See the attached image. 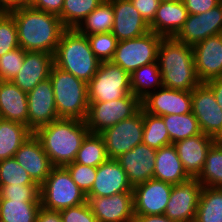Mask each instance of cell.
<instances>
[{
	"label": "cell",
	"instance_id": "cell-9",
	"mask_svg": "<svg viewBox=\"0 0 222 222\" xmlns=\"http://www.w3.org/2000/svg\"><path fill=\"white\" fill-rule=\"evenodd\" d=\"M162 38L149 31L137 38L118 41L111 62L129 74L139 67L157 62L158 47Z\"/></svg>",
	"mask_w": 222,
	"mask_h": 222
},
{
	"label": "cell",
	"instance_id": "cell-5",
	"mask_svg": "<svg viewBox=\"0 0 222 222\" xmlns=\"http://www.w3.org/2000/svg\"><path fill=\"white\" fill-rule=\"evenodd\" d=\"M49 78L59 118L85 121L89 107L87 83L55 65Z\"/></svg>",
	"mask_w": 222,
	"mask_h": 222
},
{
	"label": "cell",
	"instance_id": "cell-16",
	"mask_svg": "<svg viewBox=\"0 0 222 222\" xmlns=\"http://www.w3.org/2000/svg\"><path fill=\"white\" fill-rule=\"evenodd\" d=\"M142 108L156 116L191 113V91H179L162 86L142 100Z\"/></svg>",
	"mask_w": 222,
	"mask_h": 222
},
{
	"label": "cell",
	"instance_id": "cell-30",
	"mask_svg": "<svg viewBox=\"0 0 222 222\" xmlns=\"http://www.w3.org/2000/svg\"><path fill=\"white\" fill-rule=\"evenodd\" d=\"M162 86V77L157 62L139 67L130 74L132 94L141 101Z\"/></svg>",
	"mask_w": 222,
	"mask_h": 222
},
{
	"label": "cell",
	"instance_id": "cell-50",
	"mask_svg": "<svg viewBox=\"0 0 222 222\" xmlns=\"http://www.w3.org/2000/svg\"><path fill=\"white\" fill-rule=\"evenodd\" d=\"M133 222H176L164 214L160 215H134Z\"/></svg>",
	"mask_w": 222,
	"mask_h": 222
},
{
	"label": "cell",
	"instance_id": "cell-6",
	"mask_svg": "<svg viewBox=\"0 0 222 222\" xmlns=\"http://www.w3.org/2000/svg\"><path fill=\"white\" fill-rule=\"evenodd\" d=\"M87 202L86 194L72 180L66 167H53L40 186L41 207L61 211Z\"/></svg>",
	"mask_w": 222,
	"mask_h": 222
},
{
	"label": "cell",
	"instance_id": "cell-52",
	"mask_svg": "<svg viewBox=\"0 0 222 222\" xmlns=\"http://www.w3.org/2000/svg\"><path fill=\"white\" fill-rule=\"evenodd\" d=\"M35 0H23V7L30 6Z\"/></svg>",
	"mask_w": 222,
	"mask_h": 222
},
{
	"label": "cell",
	"instance_id": "cell-37",
	"mask_svg": "<svg viewBox=\"0 0 222 222\" xmlns=\"http://www.w3.org/2000/svg\"><path fill=\"white\" fill-rule=\"evenodd\" d=\"M103 0H64L59 18L67 29H75Z\"/></svg>",
	"mask_w": 222,
	"mask_h": 222
},
{
	"label": "cell",
	"instance_id": "cell-15",
	"mask_svg": "<svg viewBox=\"0 0 222 222\" xmlns=\"http://www.w3.org/2000/svg\"><path fill=\"white\" fill-rule=\"evenodd\" d=\"M28 128L34 133L39 127L59 119L51 79L41 81L27 93Z\"/></svg>",
	"mask_w": 222,
	"mask_h": 222
},
{
	"label": "cell",
	"instance_id": "cell-28",
	"mask_svg": "<svg viewBox=\"0 0 222 222\" xmlns=\"http://www.w3.org/2000/svg\"><path fill=\"white\" fill-rule=\"evenodd\" d=\"M32 133L25 124L0 118V161L14 157Z\"/></svg>",
	"mask_w": 222,
	"mask_h": 222
},
{
	"label": "cell",
	"instance_id": "cell-20",
	"mask_svg": "<svg viewBox=\"0 0 222 222\" xmlns=\"http://www.w3.org/2000/svg\"><path fill=\"white\" fill-rule=\"evenodd\" d=\"M156 152V149L142 143L116 158L132 187L153 178Z\"/></svg>",
	"mask_w": 222,
	"mask_h": 222
},
{
	"label": "cell",
	"instance_id": "cell-18",
	"mask_svg": "<svg viewBox=\"0 0 222 222\" xmlns=\"http://www.w3.org/2000/svg\"><path fill=\"white\" fill-rule=\"evenodd\" d=\"M14 158L39 186L44 183L54 167L34 133L22 143Z\"/></svg>",
	"mask_w": 222,
	"mask_h": 222
},
{
	"label": "cell",
	"instance_id": "cell-32",
	"mask_svg": "<svg viewBox=\"0 0 222 222\" xmlns=\"http://www.w3.org/2000/svg\"><path fill=\"white\" fill-rule=\"evenodd\" d=\"M194 222H222V188L203 186Z\"/></svg>",
	"mask_w": 222,
	"mask_h": 222
},
{
	"label": "cell",
	"instance_id": "cell-2",
	"mask_svg": "<svg viewBox=\"0 0 222 222\" xmlns=\"http://www.w3.org/2000/svg\"><path fill=\"white\" fill-rule=\"evenodd\" d=\"M88 133L85 121L66 118H59L34 132L54 167L74 162Z\"/></svg>",
	"mask_w": 222,
	"mask_h": 222
},
{
	"label": "cell",
	"instance_id": "cell-7",
	"mask_svg": "<svg viewBox=\"0 0 222 222\" xmlns=\"http://www.w3.org/2000/svg\"><path fill=\"white\" fill-rule=\"evenodd\" d=\"M141 108L142 101L132 93L112 101L89 102L85 123L90 133H101L106 128L131 118Z\"/></svg>",
	"mask_w": 222,
	"mask_h": 222
},
{
	"label": "cell",
	"instance_id": "cell-10",
	"mask_svg": "<svg viewBox=\"0 0 222 222\" xmlns=\"http://www.w3.org/2000/svg\"><path fill=\"white\" fill-rule=\"evenodd\" d=\"M143 108L131 118L122 120L99 133L105 143L109 159H116L121 154L131 151L143 142Z\"/></svg>",
	"mask_w": 222,
	"mask_h": 222
},
{
	"label": "cell",
	"instance_id": "cell-29",
	"mask_svg": "<svg viewBox=\"0 0 222 222\" xmlns=\"http://www.w3.org/2000/svg\"><path fill=\"white\" fill-rule=\"evenodd\" d=\"M114 24V10L109 0H103L86 18L75 28L80 34L93 35L109 33Z\"/></svg>",
	"mask_w": 222,
	"mask_h": 222
},
{
	"label": "cell",
	"instance_id": "cell-46",
	"mask_svg": "<svg viewBox=\"0 0 222 222\" xmlns=\"http://www.w3.org/2000/svg\"><path fill=\"white\" fill-rule=\"evenodd\" d=\"M222 0H182L188 14H202L217 6Z\"/></svg>",
	"mask_w": 222,
	"mask_h": 222
},
{
	"label": "cell",
	"instance_id": "cell-22",
	"mask_svg": "<svg viewBox=\"0 0 222 222\" xmlns=\"http://www.w3.org/2000/svg\"><path fill=\"white\" fill-rule=\"evenodd\" d=\"M126 172L116 159H108L97 167L95 181L86 197H108L121 192H133Z\"/></svg>",
	"mask_w": 222,
	"mask_h": 222
},
{
	"label": "cell",
	"instance_id": "cell-25",
	"mask_svg": "<svg viewBox=\"0 0 222 222\" xmlns=\"http://www.w3.org/2000/svg\"><path fill=\"white\" fill-rule=\"evenodd\" d=\"M187 17L188 11L182 0L161 1L149 28L150 31L163 38H174L183 27Z\"/></svg>",
	"mask_w": 222,
	"mask_h": 222
},
{
	"label": "cell",
	"instance_id": "cell-13",
	"mask_svg": "<svg viewBox=\"0 0 222 222\" xmlns=\"http://www.w3.org/2000/svg\"><path fill=\"white\" fill-rule=\"evenodd\" d=\"M222 33V1L202 14H188L183 27L174 37L177 41L193 46L210 36Z\"/></svg>",
	"mask_w": 222,
	"mask_h": 222
},
{
	"label": "cell",
	"instance_id": "cell-35",
	"mask_svg": "<svg viewBox=\"0 0 222 222\" xmlns=\"http://www.w3.org/2000/svg\"><path fill=\"white\" fill-rule=\"evenodd\" d=\"M197 178L204 187L222 188V145L216 141L209 148L203 170Z\"/></svg>",
	"mask_w": 222,
	"mask_h": 222
},
{
	"label": "cell",
	"instance_id": "cell-27",
	"mask_svg": "<svg viewBox=\"0 0 222 222\" xmlns=\"http://www.w3.org/2000/svg\"><path fill=\"white\" fill-rule=\"evenodd\" d=\"M154 164V179L176 185L190 178L179 159L174 144L157 149Z\"/></svg>",
	"mask_w": 222,
	"mask_h": 222
},
{
	"label": "cell",
	"instance_id": "cell-31",
	"mask_svg": "<svg viewBox=\"0 0 222 222\" xmlns=\"http://www.w3.org/2000/svg\"><path fill=\"white\" fill-rule=\"evenodd\" d=\"M40 202L0 198V222H36Z\"/></svg>",
	"mask_w": 222,
	"mask_h": 222
},
{
	"label": "cell",
	"instance_id": "cell-53",
	"mask_svg": "<svg viewBox=\"0 0 222 222\" xmlns=\"http://www.w3.org/2000/svg\"><path fill=\"white\" fill-rule=\"evenodd\" d=\"M218 144L222 145V133L219 135V137L215 140Z\"/></svg>",
	"mask_w": 222,
	"mask_h": 222
},
{
	"label": "cell",
	"instance_id": "cell-51",
	"mask_svg": "<svg viewBox=\"0 0 222 222\" xmlns=\"http://www.w3.org/2000/svg\"><path fill=\"white\" fill-rule=\"evenodd\" d=\"M23 0H0V12H10L22 8Z\"/></svg>",
	"mask_w": 222,
	"mask_h": 222
},
{
	"label": "cell",
	"instance_id": "cell-36",
	"mask_svg": "<svg viewBox=\"0 0 222 222\" xmlns=\"http://www.w3.org/2000/svg\"><path fill=\"white\" fill-rule=\"evenodd\" d=\"M143 123V144L156 150L171 144L162 116L150 114L143 109Z\"/></svg>",
	"mask_w": 222,
	"mask_h": 222
},
{
	"label": "cell",
	"instance_id": "cell-4",
	"mask_svg": "<svg viewBox=\"0 0 222 222\" xmlns=\"http://www.w3.org/2000/svg\"><path fill=\"white\" fill-rule=\"evenodd\" d=\"M100 61L91 50L86 35L66 29L54 53V65L88 83L96 74Z\"/></svg>",
	"mask_w": 222,
	"mask_h": 222
},
{
	"label": "cell",
	"instance_id": "cell-47",
	"mask_svg": "<svg viewBox=\"0 0 222 222\" xmlns=\"http://www.w3.org/2000/svg\"><path fill=\"white\" fill-rule=\"evenodd\" d=\"M64 0H35L30 6L59 16L63 8Z\"/></svg>",
	"mask_w": 222,
	"mask_h": 222
},
{
	"label": "cell",
	"instance_id": "cell-26",
	"mask_svg": "<svg viewBox=\"0 0 222 222\" xmlns=\"http://www.w3.org/2000/svg\"><path fill=\"white\" fill-rule=\"evenodd\" d=\"M0 118L28 127L27 92L22 91L12 81H0Z\"/></svg>",
	"mask_w": 222,
	"mask_h": 222
},
{
	"label": "cell",
	"instance_id": "cell-43",
	"mask_svg": "<svg viewBox=\"0 0 222 222\" xmlns=\"http://www.w3.org/2000/svg\"><path fill=\"white\" fill-rule=\"evenodd\" d=\"M71 174L72 180L87 195L95 181L97 167L72 162L65 166Z\"/></svg>",
	"mask_w": 222,
	"mask_h": 222
},
{
	"label": "cell",
	"instance_id": "cell-34",
	"mask_svg": "<svg viewBox=\"0 0 222 222\" xmlns=\"http://www.w3.org/2000/svg\"><path fill=\"white\" fill-rule=\"evenodd\" d=\"M171 144L201 134L198 120L193 113L162 116Z\"/></svg>",
	"mask_w": 222,
	"mask_h": 222
},
{
	"label": "cell",
	"instance_id": "cell-42",
	"mask_svg": "<svg viewBox=\"0 0 222 222\" xmlns=\"http://www.w3.org/2000/svg\"><path fill=\"white\" fill-rule=\"evenodd\" d=\"M0 198L40 202L39 185H0Z\"/></svg>",
	"mask_w": 222,
	"mask_h": 222
},
{
	"label": "cell",
	"instance_id": "cell-48",
	"mask_svg": "<svg viewBox=\"0 0 222 222\" xmlns=\"http://www.w3.org/2000/svg\"><path fill=\"white\" fill-rule=\"evenodd\" d=\"M36 222H62L60 211L48 210L40 207Z\"/></svg>",
	"mask_w": 222,
	"mask_h": 222
},
{
	"label": "cell",
	"instance_id": "cell-33",
	"mask_svg": "<svg viewBox=\"0 0 222 222\" xmlns=\"http://www.w3.org/2000/svg\"><path fill=\"white\" fill-rule=\"evenodd\" d=\"M106 147L102 136L99 133H88L81 143L75 163L98 167L107 161Z\"/></svg>",
	"mask_w": 222,
	"mask_h": 222
},
{
	"label": "cell",
	"instance_id": "cell-3",
	"mask_svg": "<svg viewBox=\"0 0 222 222\" xmlns=\"http://www.w3.org/2000/svg\"><path fill=\"white\" fill-rule=\"evenodd\" d=\"M162 85L179 91H192L201 84L194 63L192 46L175 38H162L157 53Z\"/></svg>",
	"mask_w": 222,
	"mask_h": 222
},
{
	"label": "cell",
	"instance_id": "cell-21",
	"mask_svg": "<svg viewBox=\"0 0 222 222\" xmlns=\"http://www.w3.org/2000/svg\"><path fill=\"white\" fill-rule=\"evenodd\" d=\"M114 10L111 33L118 41L133 39L150 31L149 25L130 0H109Z\"/></svg>",
	"mask_w": 222,
	"mask_h": 222
},
{
	"label": "cell",
	"instance_id": "cell-23",
	"mask_svg": "<svg viewBox=\"0 0 222 222\" xmlns=\"http://www.w3.org/2000/svg\"><path fill=\"white\" fill-rule=\"evenodd\" d=\"M53 65V54L27 51L22 68L12 82L22 91L28 93L41 81L49 78Z\"/></svg>",
	"mask_w": 222,
	"mask_h": 222
},
{
	"label": "cell",
	"instance_id": "cell-1",
	"mask_svg": "<svg viewBox=\"0 0 222 222\" xmlns=\"http://www.w3.org/2000/svg\"><path fill=\"white\" fill-rule=\"evenodd\" d=\"M17 26L18 44L25 51H56L63 32L67 29L59 16L31 6H25L8 12Z\"/></svg>",
	"mask_w": 222,
	"mask_h": 222
},
{
	"label": "cell",
	"instance_id": "cell-17",
	"mask_svg": "<svg viewBox=\"0 0 222 222\" xmlns=\"http://www.w3.org/2000/svg\"><path fill=\"white\" fill-rule=\"evenodd\" d=\"M197 76L201 83L222 77V33L192 46Z\"/></svg>",
	"mask_w": 222,
	"mask_h": 222
},
{
	"label": "cell",
	"instance_id": "cell-45",
	"mask_svg": "<svg viewBox=\"0 0 222 222\" xmlns=\"http://www.w3.org/2000/svg\"><path fill=\"white\" fill-rule=\"evenodd\" d=\"M141 14L142 18L150 25L155 17L160 0H130Z\"/></svg>",
	"mask_w": 222,
	"mask_h": 222
},
{
	"label": "cell",
	"instance_id": "cell-12",
	"mask_svg": "<svg viewBox=\"0 0 222 222\" xmlns=\"http://www.w3.org/2000/svg\"><path fill=\"white\" fill-rule=\"evenodd\" d=\"M191 98L192 113L198 120L201 132L216 140L222 133V109L213 91L201 83L191 91Z\"/></svg>",
	"mask_w": 222,
	"mask_h": 222
},
{
	"label": "cell",
	"instance_id": "cell-11",
	"mask_svg": "<svg viewBox=\"0 0 222 222\" xmlns=\"http://www.w3.org/2000/svg\"><path fill=\"white\" fill-rule=\"evenodd\" d=\"M202 188L197 177L173 185L164 215L176 222H194Z\"/></svg>",
	"mask_w": 222,
	"mask_h": 222
},
{
	"label": "cell",
	"instance_id": "cell-19",
	"mask_svg": "<svg viewBox=\"0 0 222 222\" xmlns=\"http://www.w3.org/2000/svg\"><path fill=\"white\" fill-rule=\"evenodd\" d=\"M87 202L98 222H133V192L87 197Z\"/></svg>",
	"mask_w": 222,
	"mask_h": 222
},
{
	"label": "cell",
	"instance_id": "cell-44",
	"mask_svg": "<svg viewBox=\"0 0 222 222\" xmlns=\"http://www.w3.org/2000/svg\"><path fill=\"white\" fill-rule=\"evenodd\" d=\"M62 222H98L88 202L61 210Z\"/></svg>",
	"mask_w": 222,
	"mask_h": 222
},
{
	"label": "cell",
	"instance_id": "cell-39",
	"mask_svg": "<svg viewBox=\"0 0 222 222\" xmlns=\"http://www.w3.org/2000/svg\"><path fill=\"white\" fill-rule=\"evenodd\" d=\"M91 50L100 62L111 61L117 48L118 40L111 33H100L87 36Z\"/></svg>",
	"mask_w": 222,
	"mask_h": 222
},
{
	"label": "cell",
	"instance_id": "cell-49",
	"mask_svg": "<svg viewBox=\"0 0 222 222\" xmlns=\"http://www.w3.org/2000/svg\"><path fill=\"white\" fill-rule=\"evenodd\" d=\"M205 84L213 91L216 102L222 109V77L210 80Z\"/></svg>",
	"mask_w": 222,
	"mask_h": 222
},
{
	"label": "cell",
	"instance_id": "cell-41",
	"mask_svg": "<svg viewBox=\"0 0 222 222\" xmlns=\"http://www.w3.org/2000/svg\"><path fill=\"white\" fill-rule=\"evenodd\" d=\"M27 51L18 47L0 57V81H12L22 68Z\"/></svg>",
	"mask_w": 222,
	"mask_h": 222
},
{
	"label": "cell",
	"instance_id": "cell-14",
	"mask_svg": "<svg viewBox=\"0 0 222 222\" xmlns=\"http://www.w3.org/2000/svg\"><path fill=\"white\" fill-rule=\"evenodd\" d=\"M172 186L154 178L135 185L132 190L134 215L164 214Z\"/></svg>",
	"mask_w": 222,
	"mask_h": 222
},
{
	"label": "cell",
	"instance_id": "cell-24",
	"mask_svg": "<svg viewBox=\"0 0 222 222\" xmlns=\"http://www.w3.org/2000/svg\"><path fill=\"white\" fill-rule=\"evenodd\" d=\"M214 142V138L201 133L174 143L179 159L190 177H198L202 172L206 154Z\"/></svg>",
	"mask_w": 222,
	"mask_h": 222
},
{
	"label": "cell",
	"instance_id": "cell-38",
	"mask_svg": "<svg viewBox=\"0 0 222 222\" xmlns=\"http://www.w3.org/2000/svg\"><path fill=\"white\" fill-rule=\"evenodd\" d=\"M38 185L14 157L0 161V185Z\"/></svg>",
	"mask_w": 222,
	"mask_h": 222
},
{
	"label": "cell",
	"instance_id": "cell-8",
	"mask_svg": "<svg viewBox=\"0 0 222 222\" xmlns=\"http://www.w3.org/2000/svg\"><path fill=\"white\" fill-rule=\"evenodd\" d=\"M87 88L88 102L112 101L132 93L130 74L111 61L100 63Z\"/></svg>",
	"mask_w": 222,
	"mask_h": 222
},
{
	"label": "cell",
	"instance_id": "cell-54",
	"mask_svg": "<svg viewBox=\"0 0 222 222\" xmlns=\"http://www.w3.org/2000/svg\"><path fill=\"white\" fill-rule=\"evenodd\" d=\"M160 1H180V0H160Z\"/></svg>",
	"mask_w": 222,
	"mask_h": 222
},
{
	"label": "cell",
	"instance_id": "cell-40",
	"mask_svg": "<svg viewBox=\"0 0 222 222\" xmlns=\"http://www.w3.org/2000/svg\"><path fill=\"white\" fill-rule=\"evenodd\" d=\"M18 47L14 18L7 12H0V57Z\"/></svg>",
	"mask_w": 222,
	"mask_h": 222
}]
</instances>
